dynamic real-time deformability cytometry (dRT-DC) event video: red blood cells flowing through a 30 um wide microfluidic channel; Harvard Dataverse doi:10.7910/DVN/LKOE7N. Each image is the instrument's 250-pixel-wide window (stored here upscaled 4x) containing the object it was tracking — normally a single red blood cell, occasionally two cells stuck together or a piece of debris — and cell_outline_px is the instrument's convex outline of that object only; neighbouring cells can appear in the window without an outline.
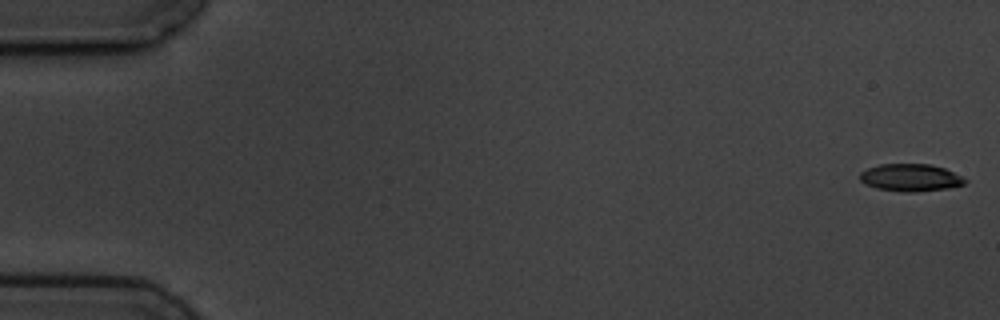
{"species": "common noctule bat (a hibernating species)", "species_latin": "Nyctalus noctula", "temperature_condition": "cold", "stored_images_in_passage": 9, "camera_frame_rate_fps": 3000, "um_per_image_px": 0.085, "animal": {"sex": "male", "body_mass_g": 19.5, "forearm_length_mm": 54.6}, "frame": {"image": 1, "passage_image": 1, "time_ms": 0.0, "image_size_px": [1000, 320], "cell_outline_px": [[968, 180], [964, 184], [944, 188], [916, 192], [900, 192], [876, 188], [860, 180], [860, 172], [868, 168], [880, 164], [928, 164], [944, 168]], "centroid_in_image_um": [77.37, 15.09], "position_along_channel_um": 7.6, "area_um2": 16.53}}
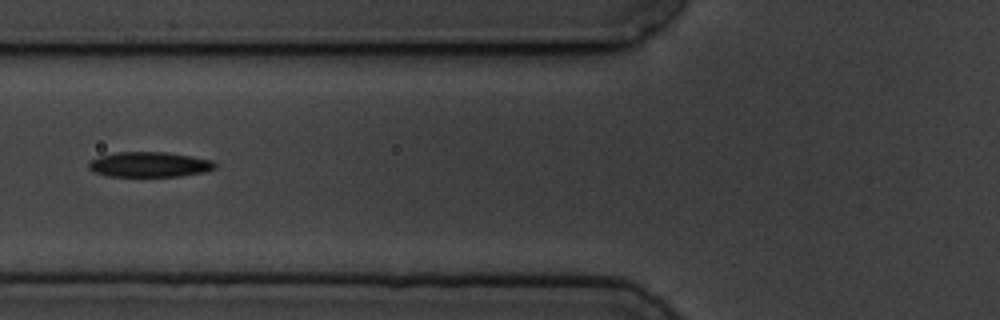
{"frame": {"image": 2, "passage_image": 7, "time_ms": 7.0, "image_size_px": [1000, 320], "cell_outline_px": [[216, 168], [208, 172], [180, 176], [108, 176], [96, 172], [88, 168], [88, 160], [100, 156], [116, 152], [164, 152], [212, 160], [216, 164]], "centroid_in_image_um": [12.7, 13.98], "position_along_channel_um": 113.1, "area_um2": 18.5}}
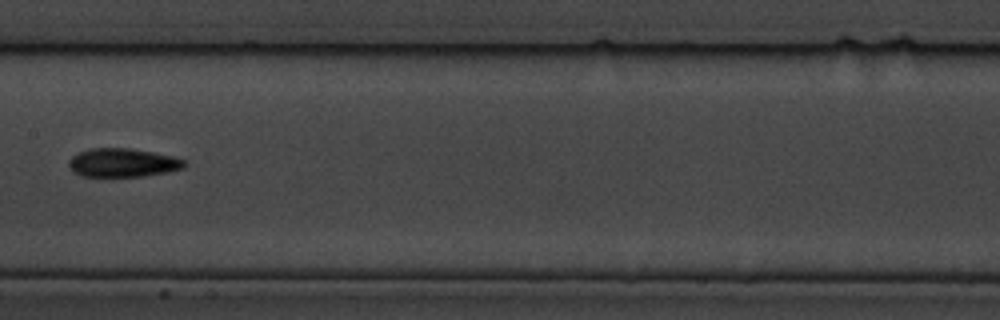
{"frame": {"image": 3, "passage_image": 9, "time_ms": 9.333, "image_size_px": [1000, 320], "cell_outline_px": [[184, 168], [168, 172], [144, 176], [80, 176], [68, 164], [68, 160], [72, 156], [88, 148], [128, 148], [152, 152], [172, 156], [184, 160]], "centroid_in_image_um": [10.42, 13.82], "position_along_channel_um": 197.0, "area_um2": 19.07}}